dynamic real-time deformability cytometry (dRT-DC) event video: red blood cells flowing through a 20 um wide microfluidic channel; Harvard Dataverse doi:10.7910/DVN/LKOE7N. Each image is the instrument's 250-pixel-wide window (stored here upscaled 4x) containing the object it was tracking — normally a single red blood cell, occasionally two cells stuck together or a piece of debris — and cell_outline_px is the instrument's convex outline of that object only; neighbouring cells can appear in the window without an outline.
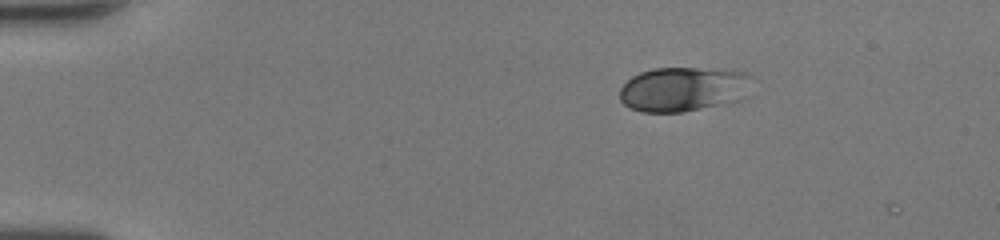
{"species": "human", "species_latin": "Homo sapiens", "temperature_condition": "room temperature", "stored_images_in_passage": 42, "camera_frame_rate_fps": 3000, "um_per_image_px": 0.085, "donor": {"sex": "female"}, "frame": {"image": 1, "passage_image": 1, "time_ms": 0.0, "image_size_px": [1000, 240], "cell_outline_px": [[752, 76], [740, 100], [684, 112], [640, 112], [628, 108], [620, 100], [620, 88], [632, 76], [640, 72], [652, 68], [696, 68], [748, 72]], "centroid_in_image_um": [58.01, 7.58], "position_along_channel_um": 27.0, "area_um2": 34.16}}
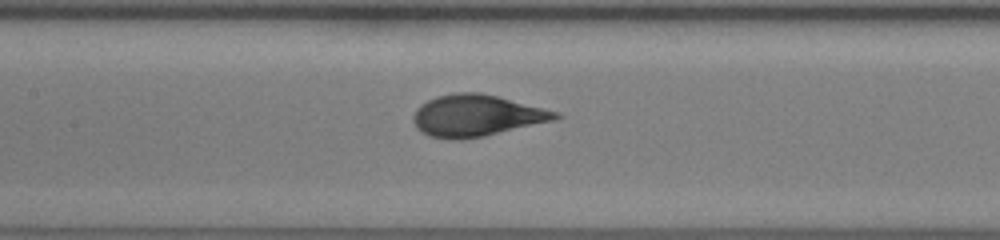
{"frame": {"image": 2, "passage_image": 17, "time_ms": 5.333, "image_size_px": [1000, 240], "cell_outline_px": [[564, 116], [556, 120], [484, 136], [464, 140], [448, 140], [428, 136], [416, 128], [412, 120], [412, 116], [416, 108], [420, 104], [436, 96], [456, 92], [480, 92], [560, 112]], "centroid_in_image_um": [40.48, 9.84], "position_along_channel_um": 166.9, "area_um2": 34.85}}
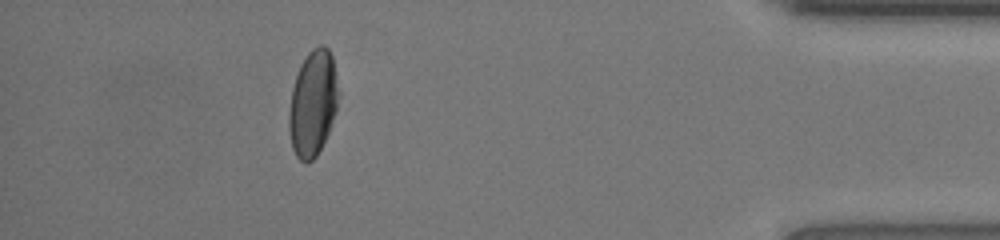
{"frame": {"image": 3, "passage_image": 37, "time_ms": 12.0, "image_size_px": [1000, 240], "cell_outline_px": [[340, 92], [336, 108], [328, 132], [316, 156], [312, 160], [304, 164], [296, 156], [292, 148], [288, 128], [288, 112], [292, 88], [300, 64], [308, 52], [312, 48], [320, 44], [324, 44], [328, 48], [332, 56]], "centroid_in_image_um": [26.58, 8.75], "position_along_channel_um": 408.6, "area_um2": 30.75}, "authors_computed_cell_mechanics": {"area_um2": 33.5818, "velocity_mm_per_s": 4.3224, "shape_relaxation_time_tau1_ms": 3.5655, "shape_relaxation_time_tau2_ms": null, "deformation_change_tau1": 0.1795, "deformation_change_tau2": null}}